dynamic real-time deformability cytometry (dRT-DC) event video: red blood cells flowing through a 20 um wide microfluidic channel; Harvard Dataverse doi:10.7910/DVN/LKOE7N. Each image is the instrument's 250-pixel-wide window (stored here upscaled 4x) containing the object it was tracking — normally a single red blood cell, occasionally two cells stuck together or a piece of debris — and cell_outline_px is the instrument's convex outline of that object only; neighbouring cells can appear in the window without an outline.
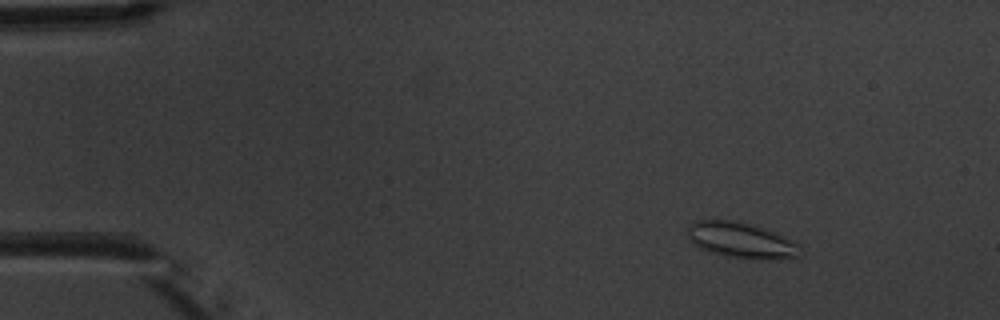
{"species": "common noctule bat (a hibernating species)", "species_latin": "Nyctalus noctula", "temperature_condition": "warm", "stored_images_in_passage": 6, "camera_frame_rate_fps": 3000, "um_per_image_px": 0.085, "animal": {"sex": "male", "body_mass_g": 20.1, "forearm_length_mm": 53.5}, "frame": {"image": 1, "passage_image": 4, "time_ms": 2.333, "image_size_px": [1000, 320], "cell_outline_px": [[804, 252], [800, 256], [776, 260], [752, 260], [724, 256], [700, 248], [692, 244], [688, 240], [688, 224], [696, 220], [732, 220], [752, 224], [792, 240], [800, 244]], "centroid_in_image_um": [63.02, 20.45], "position_along_channel_um": 22.0, "area_um2": 23.93}}
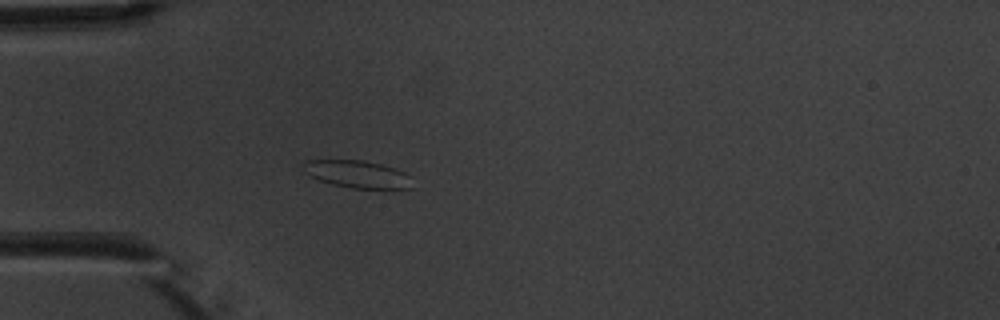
{"frame": {"image": 2, "passage_image": 6, "time_ms": 5.333, "image_size_px": [1000, 320], "cell_outline_px": [[412, 188], [352, 188], [332, 184], [316, 180], [304, 172], [300, 168], [300, 164], [304, 160], [364, 160], [380, 164], [404, 172], [412, 176]], "centroid_in_image_um": [30.3, 14.79], "position_along_channel_um": 54.7, "area_um2": 17.63}}